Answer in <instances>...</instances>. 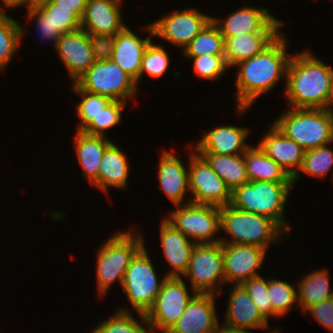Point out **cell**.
Listing matches in <instances>:
<instances>
[{
	"mask_svg": "<svg viewBox=\"0 0 333 333\" xmlns=\"http://www.w3.org/2000/svg\"><path fill=\"white\" fill-rule=\"evenodd\" d=\"M286 47L287 41L281 33L261 53L235 65L238 66L234 85L237 89L235 94L239 114L246 113L257 98L286 77L291 58L286 55Z\"/></svg>",
	"mask_w": 333,
	"mask_h": 333,
	"instance_id": "cell-1",
	"label": "cell"
},
{
	"mask_svg": "<svg viewBox=\"0 0 333 333\" xmlns=\"http://www.w3.org/2000/svg\"><path fill=\"white\" fill-rule=\"evenodd\" d=\"M333 68L311 52L303 51L290 58L285 77V96L293 108L325 109Z\"/></svg>",
	"mask_w": 333,
	"mask_h": 333,
	"instance_id": "cell-2",
	"label": "cell"
},
{
	"mask_svg": "<svg viewBox=\"0 0 333 333\" xmlns=\"http://www.w3.org/2000/svg\"><path fill=\"white\" fill-rule=\"evenodd\" d=\"M291 186L293 182H247L231 192L230 205L236 209L271 218L288 235L290 226L284 217V207Z\"/></svg>",
	"mask_w": 333,
	"mask_h": 333,
	"instance_id": "cell-3",
	"label": "cell"
},
{
	"mask_svg": "<svg viewBox=\"0 0 333 333\" xmlns=\"http://www.w3.org/2000/svg\"><path fill=\"white\" fill-rule=\"evenodd\" d=\"M274 125L305 151L333 142V115L326 109L292 108Z\"/></svg>",
	"mask_w": 333,
	"mask_h": 333,
	"instance_id": "cell-4",
	"label": "cell"
},
{
	"mask_svg": "<svg viewBox=\"0 0 333 333\" xmlns=\"http://www.w3.org/2000/svg\"><path fill=\"white\" fill-rule=\"evenodd\" d=\"M220 228L232 240L221 239L220 243L245 244L268 249V243H277L286 232L271 218L234 208L232 205L220 207ZM284 233V234H283Z\"/></svg>",
	"mask_w": 333,
	"mask_h": 333,
	"instance_id": "cell-5",
	"label": "cell"
},
{
	"mask_svg": "<svg viewBox=\"0 0 333 333\" xmlns=\"http://www.w3.org/2000/svg\"><path fill=\"white\" fill-rule=\"evenodd\" d=\"M144 245L140 233L125 231L114 234L98 249L96 276L99 294H106L115 281L122 285L130 261Z\"/></svg>",
	"mask_w": 333,
	"mask_h": 333,
	"instance_id": "cell-6",
	"label": "cell"
},
{
	"mask_svg": "<svg viewBox=\"0 0 333 333\" xmlns=\"http://www.w3.org/2000/svg\"><path fill=\"white\" fill-rule=\"evenodd\" d=\"M145 245L130 261L123 277L122 288L135 311L146 314L152 307L166 278L159 281Z\"/></svg>",
	"mask_w": 333,
	"mask_h": 333,
	"instance_id": "cell-7",
	"label": "cell"
},
{
	"mask_svg": "<svg viewBox=\"0 0 333 333\" xmlns=\"http://www.w3.org/2000/svg\"><path fill=\"white\" fill-rule=\"evenodd\" d=\"M191 294L189 295L182 277H166L152 307L145 315L139 313L142 323L144 322L152 333H159L156 329L167 333L197 293L192 290Z\"/></svg>",
	"mask_w": 333,
	"mask_h": 333,
	"instance_id": "cell-8",
	"label": "cell"
},
{
	"mask_svg": "<svg viewBox=\"0 0 333 333\" xmlns=\"http://www.w3.org/2000/svg\"><path fill=\"white\" fill-rule=\"evenodd\" d=\"M75 84L87 92L122 102L133 98L138 89L135 80L111 59L95 61Z\"/></svg>",
	"mask_w": 333,
	"mask_h": 333,
	"instance_id": "cell-9",
	"label": "cell"
},
{
	"mask_svg": "<svg viewBox=\"0 0 333 333\" xmlns=\"http://www.w3.org/2000/svg\"><path fill=\"white\" fill-rule=\"evenodd\" d=\"M176 207L165 218L171 225L195 244L220 243L221 238L213 237L221 229L220 207L192 202Z\"/></svg>",
	"mask_w": 333,
	"mask_h": 333,
	"instance_id": "cell-10",
	"label": "cell"
},
{
	"mask_svg": "<svg viewBox=\"0 0 333 333\" xmlns=\"http://www.w3.org/2000/svg\"><path fill=\"white\" fill-rule=\"evenodd\" d=\"M183 276L190 278L196 293L220 295L217 283H225L222 243L196 244Z\"/></svg>",
	"mask_w": 333,
	"mask_h": 333,
	"instance_id": "cell-11",
	"label": "cell"
},
{
	"mask_svg": "<svg viewBox=\"0 0 333 333\" xmlns=\"http://www.w3.org/2000/svg\"><path fill=\"white\" fill-rule=\"evenodd\" d=\"M189 165V191L193 198H190L188 203L217 207L231 203V190L201 155L191 151Z\"/></svg>",
	"mask_w": 333,
	"mask_h": 333,
	"instance_id": "cell-12",
	"label": "cell"
},
{
	"mask_svg": "<svg viewBox=\"0 0 333 333\" xmlns=\"http://www.w3.org/2000/svg\"><path fill=\"white\" fill-rule=\"evenodd\" d=\"M212 19L194 8L176 10L172 14L146 26L150 34L169 41L171 44L183 47L199 34L203 27Z\"/></svg>",
	"mask_w": 333,
	"mask_h": 333,
	"instance_id": "cell-13",
	"label": "cell"
},
{
	"mask_svg": "<svg viewBox=\"0 0 333 333\" xmlns=\"http://www.w3.org/2000/svg\"><path fill=\"white\" fill-rule=\"evenodd\" d=\"M225 283L241 285L250 278L260 276L266 249L245 244L222 243Z\"/></svg>",
	"mask_w": 333,
	"mask_h": 333,
	"instance_id": "cell-14",
	"label": "cell"
},
{
	"mask_svg": "<svg viewBox=\"0 0 333 333\" xmlns=\"http://www.w3.org/2000/svg\"><path fill=\"white\" fill-rule=\"evenodd\" d=\"M213 22L218 26L223 38L255 32H279L283 21L273 17L268 9L241 7L221 21L212 17ZM223 22V23H222Z\"/></svg>",
	"mask_w": 333,
	"mask_h": 333,
	"instance_id": "cell-15",
	"label": "cell"
},
{
	"mask_svg": "<svg viewBox=\"0 0 333 333\" xmlns=\"http://www.w3.org/2000/svg\"><path fill=\"white\" fill-rule=\"evenodd\" d=\"M215 294L197 293L167 333H216Z\"/></svg>",
	"mask_w": 333,
	"mask_h": 333,
	"instance_id": "cell-16",
	"label": "cell"
},
{
	"mask_svg": "<svg viewBox=\"0 0 333 333\" xmlns=\"http://www.w3.org/2000/svg\"><path fill=\"white\" fill-rule=\"evenodd\" d=\"M55 48L74 83L95 62L89 34L82 29L62 34Z\"/></svg>",
	"mask_w": 333,
	"mask_h": 333,
	"instance_id": "cell-17",
	"label": "cell"
},
{
	"mask_svg": "<svg viewBox=\"0 0 333 333\" xmlns=\"http://www.w3.org/2000/svg\"><path fill=\"white\" fill-rule=\"evenodd\" d=\"M122 0H87L81 29L89 35H116L126 26L120 11Z\"/></svg>",
	"mask_w": 333,
	"mask_h": 333,
	"instance_id": "cell-18",
	"label": "cell"
},
{
	"mask_svg": "<svg viewBox=\"0 0 333 333\" xmlns=\"http://www.w3.org/2000/svg\"><path fill=\"white\" fill-rule=\"evenodd\" d=\"M265 154L293 178L301 168L305 150L286 137L274 124L258 144Z\"/></svg>",
	"mask_w": 333,
	"mask_h": 333,
	"instance_id": "cell-19",
	"label": "cell"
},
{
	"mask_svg": "<svg viewBox=\"0 0 333 333\" xmlns=\"http://www.w3.org/2000/svg\"><path fill=\"white\" fill-rule=\"evenodd\" d=\"M162 251L172 266L166 277H182L191 259L195 243L171 225L165 218L160 222Z\"/></svg>",
	"mask_w": 333,
	"mask_h": 333,
	"instance_id": "cell-20",
	"label": "cell"
},
{
	"mask_svg": "<svg viewBox=\"0 0 333 333\" xmlns=\"http://www.w3.org/2000/svg\"><path fill=\"white\" fill-rule=\"evenodd\" d=\"M248 129L235 126H219L210 130L196 144L198 154L239 155L251 146L245 143Z\"/></svg>",
	"mask_w": 333,
	"mask_h": 333,
	"instance_id": "cell-21",
	"label": "cell"
},
{
	"mask_svg": "<svg viewBox=\"0 0 333 333\" xmlns=\"http://www.w3.org/2000/svg\"><path fill=\"white\" fill-rule=\"evenodd\" d=\"M225 316V324L235 328L268 329V321L262 316L253 299L242 285L232 286Z\"/></svg>",
	"mask_w": 333,
	"mask_h": 333,
	"instance_id": "cell-22",
	"label": "cell"
},
{
	"mask_svg": "<svg viewBox=\"0 0 333 333\" xmlns=\"http://www.w3.org/2000/svg\"><path fill=\"white\" fill-rule=\"evenodd\" d=\"M151 38H140L127 26L115 35V45L111 55L114 61L135 81L139 78L142 56Z\"/></svg>",
	"mask_w": 333,
	"mask_h": 333,
	"instance_id": "cell-23",
	"label": "cell"
},
{
	"mask_svg": "<svg viewBox=\"0 0 333 333\" xmlns=\"http://www.w3.org/2000/svg\"><path fill=\"white\" fill-rule=\"evenodd\" d=\"M280 34V32H255L224 38V54L228 66H235L261 53Z\"/></svg>",
	"mask_w": 333,
	"mask_h": 333,
	"instance_id": "cell-24",
	"label": "cell"
},
{
	"mask_svg": "<svg viewBox=\"0 0 333 333\" xmlns=\"http://www.w3.org/2000/svg\"><path fill=\"white\" fill-rule=\"evenodd\" d=\"M159 162V181L166 196L176 205H182L189 191L188 171L172 152L163 151Z\"/></svg>",
	"mask_w": 333,
	"mask_h": 333,
	"instance_id": "cell-25",
	"label": "cell"
},
{
	"mask_svg": "<svg viewBox=\"0 0 333 333\" xmlns=\"http://www.w3.org/2000/svg\"><path fill=\"white\" fill-rule=\"evenodd\" d=\"M75 149L78 162L84 169L83 178L98 188V174L100 162L106 148L112 143L107 136H93L77 131Z\"/></svg>",
	"mask_w": 333,
	"mask_h": 333,
	"instance_id": "cell-26",
	"label": "cell"
},
{
	"mask_svg": "<svg viewBox=\"0 0 333 333\" xmlns=\"http://www.w3.org/2000/svg\"><path fill=\"white\" fill-rule=\"evenodd\" d=\"M129 164L124 154L113 142L106 148L100 162L98 188L107 191L110 187L124 189L128 184Z\"/></svg>",
	"mask_w": 333,
	"mask_h": 333,
	"instance_id": "cell-27",
	"label": "cell"
},
{
	"mask_svg": "<svg viewBox=\"0 0 333 333\" xmlns=\"http://www.w3.org/2000/svg\"><path fill=\"white\" fill-rule=\"evenodd\" d=\"M246 174L249 182H293L287 172L268 157L258 145L250 146L244 153Z\"/></svg>",
	"mask_w": 333,
	"mask_h": 333,
	"instance_id": "cell-28",
	"label": "cell"
},
{
	"mask_svg": "<svg viewBox=\"0 0 333 333\" xmlns=\"http://www.w3.org/2000/svg\"><path fill=\"white\" fill-rule=\"evenodd\" d=\"M211 166L212 170L224 181L231 192L238 186L249 182L246 174L244 154L221 155L199 154Z\"/></svg>",
	"mask_w": 333,
	"mask_h": 333,
	"instance_id": "cell-29",
	"label": "cell"
},
{
	"mask_svg": "<svg viewBox=\"0 0 333 333\" xmlns=\"http://www.w3.org/2000/svg\"><path fill=\"white\" fill-rule=\"evenodd\" d=\"M297 285V302L302 311L333 297L328 271L324 269L307 274Z\"/></svg>",
	"mask_w": 333,
	"mask_h": 333,
	"instance_id": "cell-30",
	"label": "cell"
},
{
	"mask_svg": "<svg viewBox=\"0 0 333 333\" xmlns=\"http://www.w3.org/2000/svg\"><path fill=\"white\" fill-rule=\"evenodd\" d=\"M186 57L225 55L224 38L211 19L183 50Z\"/></svg>",
	"mask_w": 333,
	"mask_h": 333,
	"instance_id": "cell-31",
	"label": "cell"
},
{
	"mask_svg": "<svg viewBox=\"0 0 333 333\" xmlns=\"http://www.w3.org/2000/svg\"><path fill=\"white\" fill-rule=\"evenodd\" d=\"M24 28L19 22L0 11V69H5L19 47Z\"/></svg>",
	"mask_w": 333,
	"mask_h": 333,
	"instance_id": "cell-32",
	"label": "cell"
},
{
	"mask_svg": "<svg viewBox=\"0 0 333 333\" xmlns=\"http://www.w3.org/2000/svg\"><path fill=\"white\" fill-rule=\"evenodd\" d=\"M333 166V150L327 145L305 151L303 163L298 173L292 178L293 183L298 180L300 173L310 176L324 177ZM333 176V175H332Z\"/></svg>",
	"mask_w": 333,
	"mask_h": 333,
	"instance_id": "cell-33",
	"label": "cell"
},
{
	"mask_svg": "<svg viewBox=\"0 0 333 333\" xmlns=\"http://www.w3.org/2000/svg\"><path fill=\"white\" fill-rule=\"evenodd\" d=\"M36 7L62 34L81 29V18L71 9L60 8L52 0L42 2Z\"/></svg>",
	"mask_w": 333,
	"mask_h": 333,
	"instance_id": "cell-34",
	"label": "cell"
},
{
	"mask_svg": "<svg viewBox=\"0 0 333 333\" xmlns=\"http://www.w3.org/2000/svg\"><path fill=\"white\" fill-rule=\"evenodd\" d=\"M73 91L81 95L83 99L76 105V110L80 118L77 131H82L111 101L109 97L87 92L73 84Z\"/></svg>",
	"mask_w": 333,
	"mask_h": 333,
	"instance_id": "cell-35",
	"label": "cell"
},
{
	"mask_svg": "<svg viewBox=\"0 0 333 333\" xmlns=\"http://www.w3.org/2000/svg\"><path fill=\"white\" fill-rule=\"evenodd\" d=\"M126 102L111 100L101 112L82 130L83 133L93 136H105L108 130L119 124L122 119L123 108Z\"/></svg>",
	"mask_w": 333,
	"mask_h": 333,
	"instance_id": "cell-36",
	"label": "cell"
},
{
	"mask_svg": "<svg viewBox=\"0 0 333 333\" xmlns=\"http://www.w3.org/2000/svg\"><path fill=\"white\" fill-rule=\"evenodd\" d=\"M292 284L277 279L268 280V294L273 306V316H285L297 302V290Z\"/></svg>",
	"mask_w": 333,
	"mask_h": 333,
	"instance_id": "cell-37",
	"label": "cell"
},
{
	"mask_svg": "<svg viewBox=\"0 0 333 333\" xmlns=\"http://www.w3.org/2000/svg\"><path fill=\"white\" fill-rule=\"evenodd\" d=\"M113 315L100 323L91 333H152L151 329L146 330L128 309H120Z\"/></svg>",
	"mask_w": 333,
	"mask_h": 333,
	"instance_id": "cell-38",
	"label": "cell"
},
{
	"mask_svg": "<svg viewBox=\"0 0 333 333\" xmlns=\"http://www.w3.org/2000/svg\"><path fill=\"white\" fill-rule=\"evenodd\" d=\"M169 60L165 49L160 45L153 44L151 41L142 56L139 78L135 81L136 84H139L138 82L144 73L155 79L164 75L169 67Z\"/></svg>",
	"mask_w": 333,
	"mask_h": 333,
	"instance_id": "cell-39",
	"label": "cell"
},
{
	"mask_svg": "<svg viewBox=\"0 0 333 333\" xmlns=\"http://www.w3.org/2000/svg\"><path fill=\"white\" fill-rule=\"evenodd\" d=\"M262 316L268 321V317L273 316V306L268 294V279L265 280L261 275L250 278L241 284Z\"/></svg>",
	"mask_w": 333,
	"mask_h": 333,
	"instance_id": "cell-40",
	"label": "cell"
},
{
	"mask_svg": "<svg viewBox=\"0 0 333 333\" xmlns=\"http://www.w3.org/2000/svg\"><path fill=\"white\" fill-rule=\"evenodd\" d=\"M193 59L194 71L203 79L217 80L229 67L225 55H204L200 57H188Z\"/></svg>",
	"mask_w": 333,
	"mask_h": 333,
	"instance_id": "cell-41",
	"label": "cell"
},
{
	"mask_svg": "<svg viewBox=\"0 0 333 333\" xmlns=\"http://www.w3.org/2000/svg\"><path fill=\"white\" fill-rule=\"evenodd\" d=\"M28 10L29 19L33 20L34 18V20H36V26L42 39L54 40V46H56L62 33L36 6H29Z\"/></svg>",
	"mask_w": 333,
	"mask_h": 333,
	"instance_id": "cell-42",
	"label": "cell"
},
{
	"mask_svg": "<svg viewBox=\"0 0 333 333\" xmlns=\"http://www.w3.org/2000/svg\"><path fill=\"white\" fill-rule=\"evenodd\" d=\"M89 42L95 61H105L111 58L115 35H89Z\"/></svg>",
	"mask_w": 333,
	"mask_h": 333,
	"instance_id": "cell-43",
	"label": "cell"
},
{
	"mask_svg": "<svg viewBox=\"0 0 333 333\" xmlns=\"http://www.w3.org/2000/svg\"><path fill=\"white\" fill-rule=\"evenodd\" d=\"M306 311L327 330L333 331V297L308 307Z\"/></svg>",
	"mask_w": 333,
	"mask_h": 333,
	"instance_id": "cell-44",
	"label": "cell"
},
{
	"mask_svg": "<svg viewBox=\"0 0 333 333\" xmlns=\"http://www.w3.org/2000/svg\"><path fill=\"white\" fill-rule=\"evenodd\" d=\"M55 4L59 5L60 8L71 9L81 19L83 17L87 0H52Z\"/></svg>",
	"mask_w": 333,
	"mask_h": 333,
	"instance_id": "cell-45",
	"label": "cell"
},
{
	"mask_svg": "<svg viewBox=\"0 0 333 333\" xmlns=\"http://www.w3.org/2000/svg\"><path fill=\"white\" fill-rule=\"evenodd\" d=\"M216 333H251L249 330L243 328H235L227 325H219Z\"/></svg>",
	"mask_w": 333,
	"mask_h": 333,
	"instance_id": "cell-46",
	"label": "cell"
},
{
	"mask_svg": "<svg viewBox=\"0 0 333 333\" xmlns=\"http://www.w3.org/2000/svg\"><path fill=\"white\" fill-rule=\"evenodd\" d=\"M6 8H17L20 5H27L28 8V0H2Z\"/></svg>",
	"mask_w": 333,
	"mask_h": 333,
	"instance_id": "cell-47",
	"label": "cell"
},
{
	"mask_svg": "<svg viewBox=\"0 0 333 333\" xmlns=\"http://www.w3.org/2000/svg\"><path fill=\"white\" fill-rule=\"evenodd\" d=\"M332 106H333V79H332V82H331V87H330V90H329V95H328L327 103H326V107H325V109L333 115V107Z\"/></svg>",
	"mask_w": 333,
	"mask_h": 333,
	"instance_id": "cell-48",
	"label": "cell"
},
{
	"mask_svg": "<svg viewBox=\"0 0 333 333\" xmlns=\"http://www.w3.org/2000/svg\"><path fill=\"white\" fill-rule=\"evenodd\" d=\"M45 1H48V0H28V7L29 6H36L42 2H45Z\"/></svg>",
	"mask_w": 333,
	"mask_h": 333,
	"instance_id": "cell-49",
	"label": "cell"
}]
</instances>
